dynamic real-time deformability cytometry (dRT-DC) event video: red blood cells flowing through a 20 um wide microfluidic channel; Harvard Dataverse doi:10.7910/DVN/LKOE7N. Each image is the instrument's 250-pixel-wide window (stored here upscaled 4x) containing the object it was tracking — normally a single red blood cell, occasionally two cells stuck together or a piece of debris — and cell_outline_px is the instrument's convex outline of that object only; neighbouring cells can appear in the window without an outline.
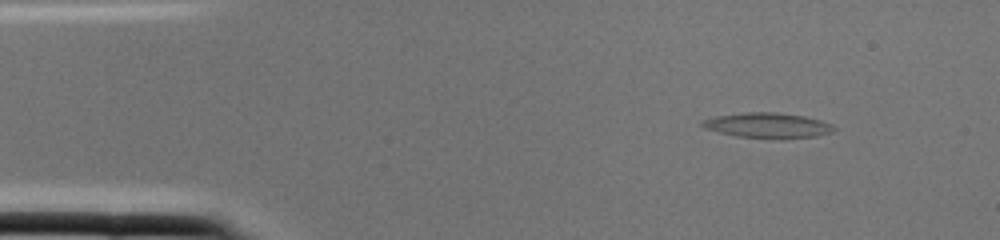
{"species": "common noctule bat (a hibernating species)", "species_latin": "Nyctalus noctula", "temperature_condition": "cold", "stored_images_in_passage": 1, "camera_frame_rate_fps": 3000, "um_per_image_px": 0.085, "animal": {"sex": "female", "body_mass_g": 22.0, "forearm_length_mm": 56.7}, "frame": {"image": 1, "passage_image": 1, "time_ms": 0.0, "image_size_px": [1000, 240], "cell_outline_px": [[836, 128], [832, 132], [816, 136], [780, 140], [772, 140], [736, 136], [704, 128], [700, 124], [700, 120], [716, 116], [744, 112], [776, 112], [804, 116], [820, 120], [832, 124]], "centroid_in_image_um": [65.25, 10.68], "position_along_channel_um": 19.7, "area_um2": 19.77}}